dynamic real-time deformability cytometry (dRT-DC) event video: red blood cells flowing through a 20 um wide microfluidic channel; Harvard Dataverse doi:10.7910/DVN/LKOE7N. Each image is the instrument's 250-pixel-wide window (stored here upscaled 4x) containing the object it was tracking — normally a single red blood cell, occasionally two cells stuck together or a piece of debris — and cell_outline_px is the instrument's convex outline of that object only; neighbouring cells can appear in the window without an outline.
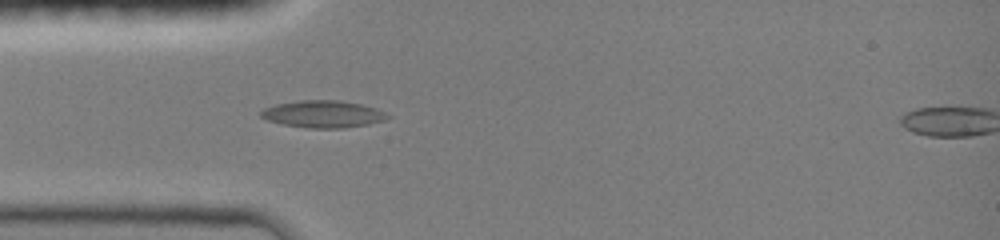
{"species": "common noctule bat (a hibernating species)", "species_latin": "Nyctalus noctula", "temperature_condition": "room temperature", "stored_images_in_passage": 8, "segment_of_instrument_passage": [1, 2], "camera_frame_rate_fps": 3000, "um_per_image_px": 0.085, "animal": {"sex": "female", "body_mass_g": 19.0, "forearm_length_mm": 51.5}, "frame": {"image": 1, "passage_image": 7, "time_ms": 3.667, "image_size_px": [1000, 240], "cell_outline_px": [[392, 116], [384, 120], [368, 124], [344, 128], [308, 128], [284, 124], [268, 120], [260, 116], [260, 112], [264, 108], [276, 104], [300, 100], [340, 100], [360, 104], [376, 108]], "centroid_in_image_um": [27.47, 9.69], "position_along_channel_um": 57.5, "area_um2": 19.94}}